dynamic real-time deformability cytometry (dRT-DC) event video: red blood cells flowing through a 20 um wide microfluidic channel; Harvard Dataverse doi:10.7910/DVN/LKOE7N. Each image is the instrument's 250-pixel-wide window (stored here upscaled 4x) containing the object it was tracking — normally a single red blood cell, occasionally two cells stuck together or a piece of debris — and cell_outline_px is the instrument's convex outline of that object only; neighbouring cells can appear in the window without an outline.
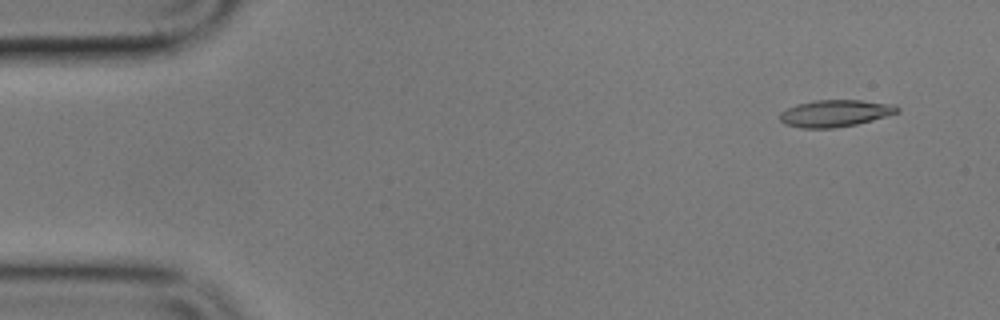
{"species": "common noctule bat (a hibernating species)", "species_latin": "Nyctalus noctula", "temperature_condition": "cold", "stored_images_in_passage": 10, "camera_frame_rate_fps": 3000, "um_per_image_px": 0.085, "animal": {"sex": "male", "body_mass_g": 17.9}, "frame": {"image": 1, "passage_image": 2, "time_ms": 1.0, "image_size_px": [1000, 320], "cell_outline_px": [[900, 112], [872, 120], [856, 124], [832, 128], [800, 128], [784, 124], [780, 120], [780, 112], [796, 104], [816, 100], [860, 100], [896, 104], [900, 108]], "centroid_in_image_um": [71.0, 9.62], "position_along_channel_um": 14.0, "area_um2": 18.5}}
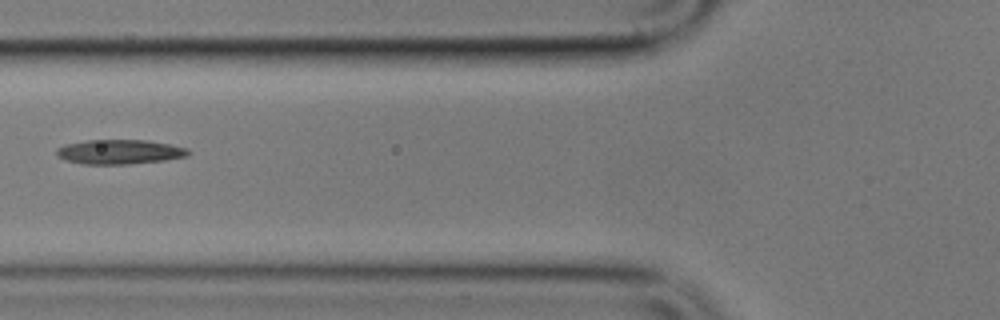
{"frame": {"image": 2, "passage_image": 7, "time_ms": 7.0, "image_size_px": [1000, 320], "cell_outline_px": [[192, 152], [188, 156], [164, 160], [132, 164], [84, 164], [64, 160], [56, 152], [56, 148], [64, 144], [88, 140], [148, 140], [188, 148]], "centroid_in_image_um": [10.18, 12.91], "position_along_channel_um": 115.6, "area_um2": 18.9}}
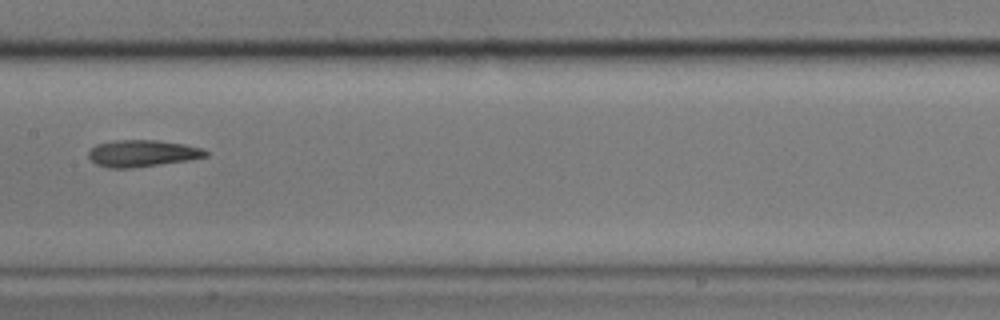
{"frame": {"image": 3, "passage_image": 9, "time_ms": 9.333, "image_size_px": [1000, 320], "cell_outline_px": [[208, 156], [192, 160], [132, 168], [108, 168], [96, 164], [88, 156], [88, 152], [96, 144], [112, 140], [160, 140], [184, 144], [200, 148], [208, 152]], "centroid_in_image_um": [12.1, 13.03], "position_along_channel_um": 195.3, "area_um2": 18.44}}